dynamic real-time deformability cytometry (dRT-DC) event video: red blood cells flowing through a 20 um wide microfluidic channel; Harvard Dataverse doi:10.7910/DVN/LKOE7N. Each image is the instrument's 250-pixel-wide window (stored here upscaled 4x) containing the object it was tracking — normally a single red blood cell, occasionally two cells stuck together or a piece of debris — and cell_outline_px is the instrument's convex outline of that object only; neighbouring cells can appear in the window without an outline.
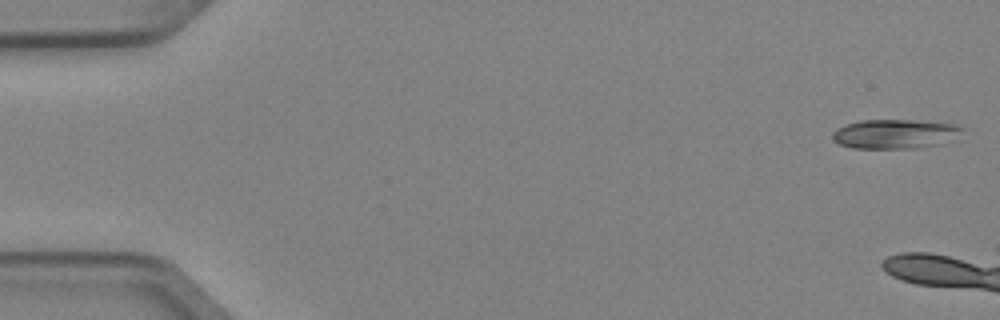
{"species": "Egyptian fruit bat (a non-hibernating species)", "species_latin": "Rousettus aegyptiacus", "temperature_condition": "cold", "stored_images_in_passage": 6, "camera_frame_rate_fps": 3000, "um_per_image_px": 0.085, "animal": {"sex": "female"}, "frame": {"image": 1, "passage_image": 1, "time_ms": 0.0, "image_size_px": [1000, 320], "cell_outline_px": [[964, 128], [960, 140], [940, 144], [912, 148], [852, 148], [840, 144], [832, 140], [832, 132], [836, 128], [844, 124], [860, 120], [912, 120], [964, 124]], "centroid_in_image_um": [76.18, 11.37], "position_along_channel_um": 8.8, "area_um2": 22.89}}
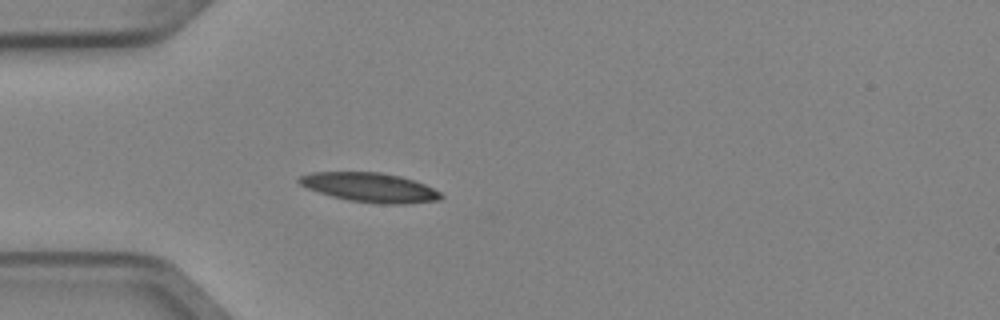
{"frame": {"image": 2, "passage_image": 6, "time_ms": 1.667, "image_size_px": [1000, 320], "cell_outline_px": [[444, 196], [440, 200], [404, 204], [376, 204], [348, 200], [332, 196], [308, 188], [300, 184], [296, 180], [300, 176], [312, 172], [380, 172], [400, 176], [424, 184], [440, 192]], "centroid_in_image_um": [31.45, 15.94], "position_along_channel_um": 53.6, "area_um2": 24.16}}